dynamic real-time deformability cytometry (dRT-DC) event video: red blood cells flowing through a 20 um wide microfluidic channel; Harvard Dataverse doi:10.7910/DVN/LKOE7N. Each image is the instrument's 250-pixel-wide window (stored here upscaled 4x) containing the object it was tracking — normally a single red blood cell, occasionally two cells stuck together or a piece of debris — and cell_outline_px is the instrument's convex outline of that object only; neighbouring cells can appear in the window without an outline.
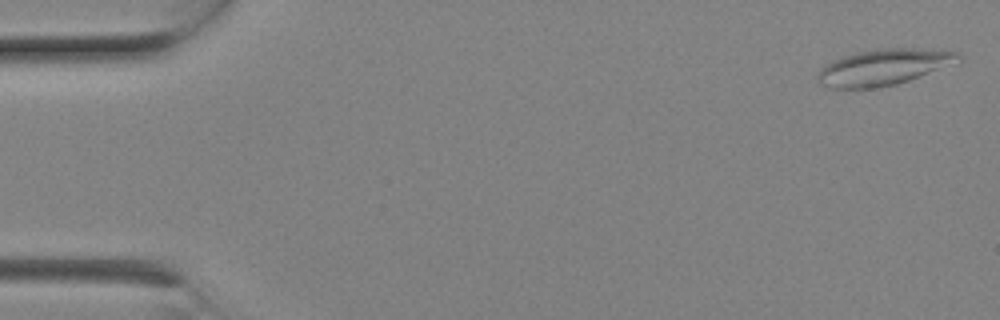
{"species": "Egyptian fruit bat (a non-hibernating species)", "species_latin": "Rousettus aegyptiacus", "temperature_condition": "room temperature", "stored_images_in_passage": 7, "camera_frame_rate_fps": 3000, "um_per_image_px": 0.085, "animal": {"sex": "female"}, "frame": {"image": 1, "passage_image": 1, "time_ms": 0.0, "image_size_px": [1000, 320], "cell_outline_px": [[964, 60], [960, 64], [896, 84], [872, 88], [828, 88], [820, 84], [816, 80], [816, 76], [820, 68], [824, 64], [832, 60], [856, 52], [876, 48], [912, 48], [956, 52]], "centroid_in_image_um": [75.13, 5.71], "position_along_channel_um": 9.9, "area_um2": 30.11}}